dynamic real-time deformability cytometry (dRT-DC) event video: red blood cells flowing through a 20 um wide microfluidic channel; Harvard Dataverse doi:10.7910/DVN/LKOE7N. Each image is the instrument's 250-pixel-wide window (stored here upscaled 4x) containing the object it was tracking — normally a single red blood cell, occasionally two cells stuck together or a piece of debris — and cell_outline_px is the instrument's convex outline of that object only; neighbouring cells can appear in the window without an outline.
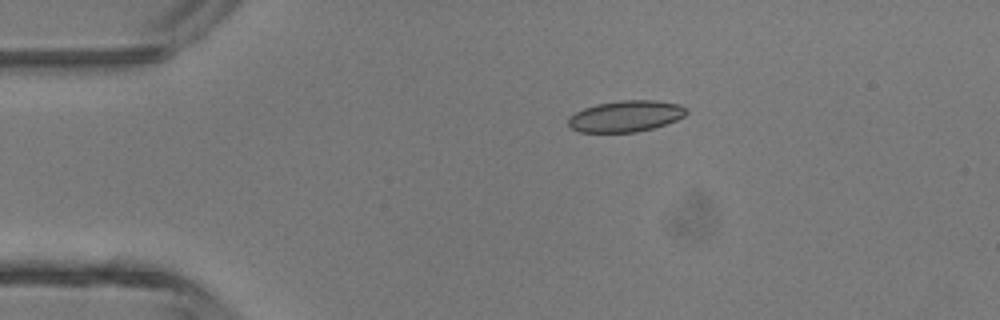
{"species": "common noctule bat (a hibernating species)", "species_latin": "Nyctalus noctula", "temperature_condition": "room temperature", "stored_images_in_passage": 3, "camera_frame_rate_fps": 3000, "um_per_image_px": 0.085, "animal": {"sex": "male", "body_mass_g": 13.3}, "frame": {"image": 1, "passage_image": 2, "time_ms": 2.0, "image_size_px": [1000, 320], "cell_outline_px": [[688, 112], [684, 116], [676, 120], [652, 128], [636, 132], [580, 132], [572, 128], [568, 124], [568, 116], [584, 108], [596, 104], [620, 100], [656, 100], [680, 104], [688, 108]], "centroid_in_image_um": [53.2, 9.86], "position_along_channel_um": 31.8, "area_um2": 21.56}}